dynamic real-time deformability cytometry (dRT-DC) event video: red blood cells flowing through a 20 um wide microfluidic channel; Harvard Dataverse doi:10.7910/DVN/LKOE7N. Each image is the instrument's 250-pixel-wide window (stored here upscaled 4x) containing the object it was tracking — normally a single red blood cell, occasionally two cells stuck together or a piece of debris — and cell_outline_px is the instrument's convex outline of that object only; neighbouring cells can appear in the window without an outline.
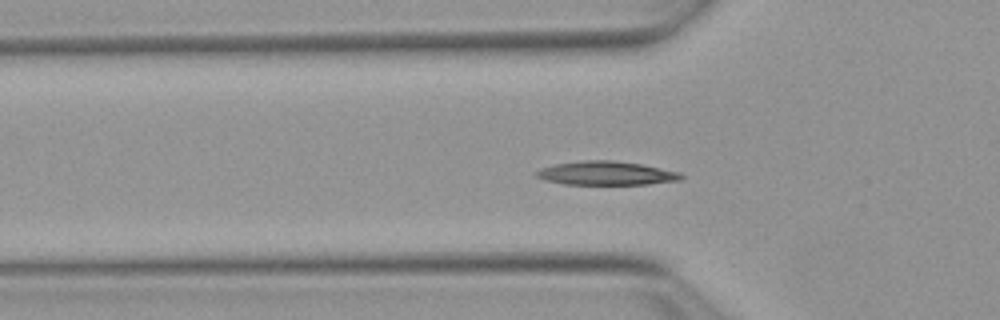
{"species": "Egyptian fruit bat (a non-hibernating species)", "species_latin": "Rousettus aegyptiacus", "temperature_condition": "warm", "stored_images_in_passage": 55, "camera_frame_rate_fps": 3000, "um_per_image_px": 0.085, "animal": {"sex": "female"}, "frame": {"image": 1, "passage_image": 18, "time_ms": 5.667, "image_size_px": [1000, 320], "cell_outline_px": [[684, 176], [680, 180], [648, 184], [564, 184], [544, 180], [536, 176], [536, 172], [540, 168], [552, 164], [584, 160], [612, 160], [640, 164], [680, 172]], "centroid_in_image_um": [51.5, 14.72], "position_along_channel_um": 74.3, "area_um2": 20.0}}
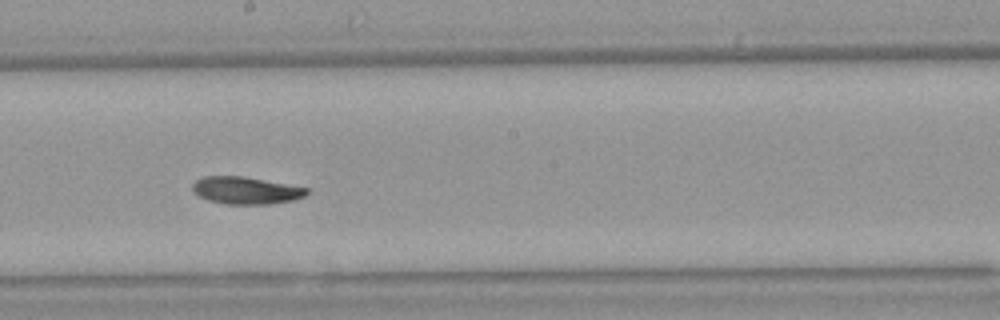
{"frame": {"image": 2, "passage_image": 30, "time_ms": 9.667, "image_size_px": [1000, 320], "cell_outline_px": [[312, 188], [304, 196], [292, 200], [268, 204], [228, 204], [208, 200], [192, 192], [192, 184], [196, 180], [204, 176], [244, 176]], "centroid_in_image_um": [20.92, 16.17], "position_along_channel_um": 227.3, "area_um2": 18.26}}
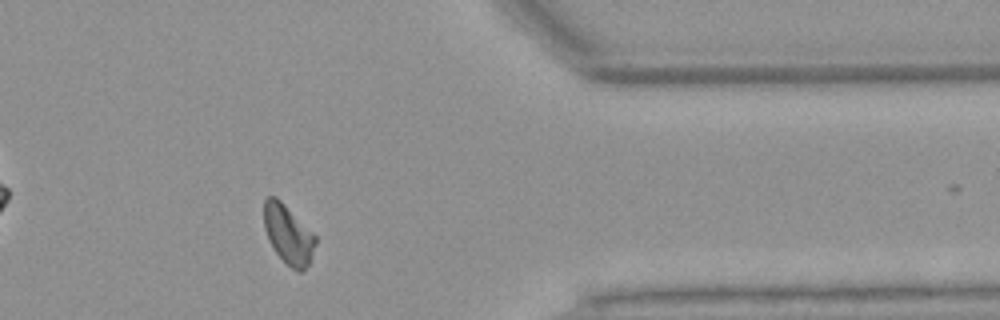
{"frame": {"image": 3, "passage_image": 44, "time_ms": 14.333, "image_size_px": [1000, 320], "cell_outline_px": [[316, 244], [308, 264], [300, 272], [296, 272], [272, 248], [268, 240], [264, 228], [264, 200], [268, 196], [276, 196], [316, 236]], "centroid_in_image_um": [24.48, 19.91], "position_along_channel_um": 386.9, "area_um2": 17.46}, "authors_computed_cell_mechanics": {"area_um2": 18.4382, "velocity_mm_per_s": 3.8324, "shape_relaxation_time_tau1_ms": 5.8473, "shape_relaxation_time_tau2_ms": null, "deformation_change_tau1": 0.1715, "deformation_change_tau2": null}}